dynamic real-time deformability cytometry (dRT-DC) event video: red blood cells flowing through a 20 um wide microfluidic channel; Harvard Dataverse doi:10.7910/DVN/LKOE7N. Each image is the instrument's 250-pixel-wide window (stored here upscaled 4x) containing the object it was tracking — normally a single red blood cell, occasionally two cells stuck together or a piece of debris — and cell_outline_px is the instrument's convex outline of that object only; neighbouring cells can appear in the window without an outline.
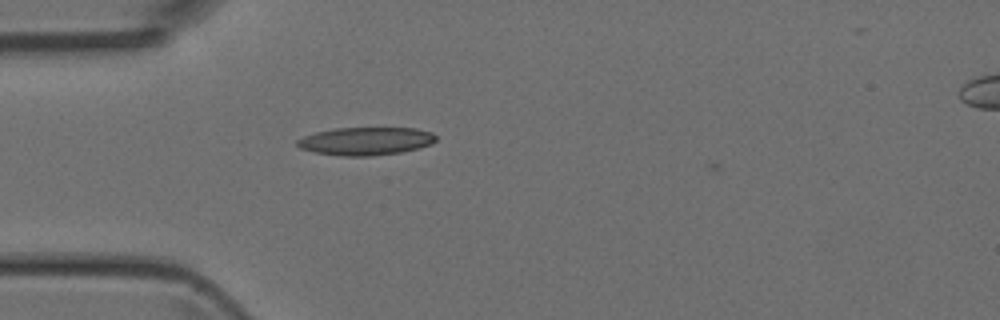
{"species": "Egyptian fruit bat (a non-hibernating species)", "species_latin": "Rousettus aegyptiacus", "temperature_condition": "room temperature", "stored_images_in_passage": 4, "camera_frame_rate_fps": 3000, "um_per_image_px": 0.085, "animal": {"sex": "female"}, "frame": {"image": 1, "passage_image": 3, "time_ms": 0.667, "image_size_px": [1000, 320], "cell_outline_px": [[436, 140], [432, 144], [420, 148], [400, 152], [372, 156], [344, 156], [316, 152], [300, 148], [296, 144], [296, 140], [304, 136], [316, 132], [336, 128], [416, 128], [432, 132], [436, 136]], "centroid_in_image_um": [31.12, 11.99], "position_along_channel_um": 53.9, "area_um2": 22.6}}